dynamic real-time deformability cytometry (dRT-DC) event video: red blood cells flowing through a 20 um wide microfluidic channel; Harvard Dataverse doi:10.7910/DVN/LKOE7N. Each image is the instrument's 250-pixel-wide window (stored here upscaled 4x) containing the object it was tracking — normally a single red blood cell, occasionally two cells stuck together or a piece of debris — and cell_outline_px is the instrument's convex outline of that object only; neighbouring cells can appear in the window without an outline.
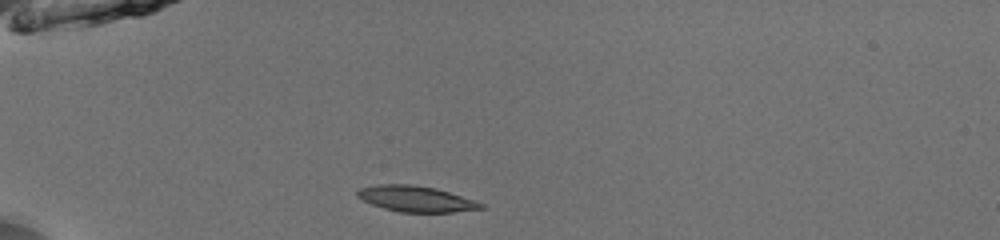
{"species": "common noctule bat (a hibernating species)", "species_latin": "Nyctalus noctula", "temperature_condition": "room temperature", "stored_images_in_passage": 37, "camera_frame_rate_fps": 3000, "um_per_image_px": 0.085, "animal": {"sex": "male", "body_mass_g": 13.0, "forearm_length_mm": 53.1}, "frame": {"image": 1, "passage_image": 1, "time_ms": 0.0, "image_size_px": [1000, 240], "cell_outline_px": [[484, 208], [452, 212], [400, 212], [384, 208], [372, 204], [356, 196], [356, 192], [360, 188], [376, 184], [412, 184], [436, 188], [484, 204]], "centroid_in_image_um": [35.31, 16.89], "position_along_channel_um": 49.7, "area_um2": 18.38}}
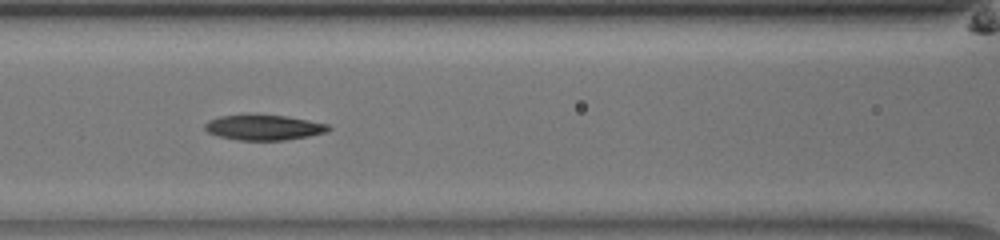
{"frame": {"image": 2, "passage_image": 10, "time_ms": 3.0, "image_size_px": [1000, 240], "cell_outline_px": [[332, 128], [328, 132], [308, 136], [284, 140], [236, 140], [220, 136], [208, 132], [204, 128], [204, 124], [208, 120], [220, 116], [288, 116], [328, 124]], "centroid_in_image_um": [22.45, 10.85], "position_along_channel_um": 144.1, "area_um2": 17.86}}
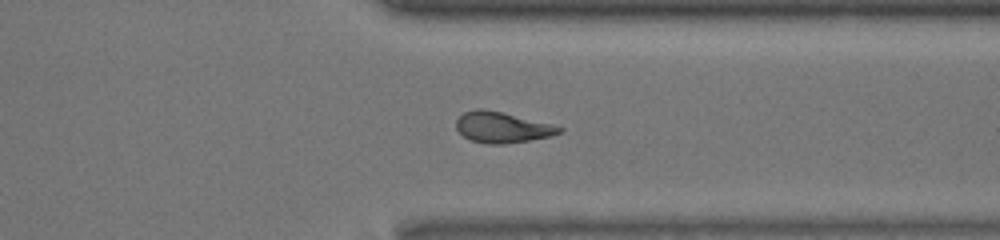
{"frame": {"image": 3, "passage_image": 27, "time_ms": 8.667, "image_size_px": [1000, 240], "cell_outline_px": [[564, 132], [552, 136], [504, 144], [488, 144], [472, 140], [464, 136], [456, 128], [456, 120], [464, 112], [476, 108], [480, 108], [500, 112], [552, 124], [564, 128]], "centroid_in_image_um": [42.7, 10.83], "position_along_channel_um": 368.7, "area_um2": 18.32}, "authors_computed_cell_mechanics": {"area_um2": 18.5538, "velocity_mm_per_s": 3.9702, "shape_relaxation_time_tau1_ms": 7.7185, "shape_relaxation_time_tau2_ms": 3.0634, "deformation_change_tau1": 0.188, "deformation_change_tau2": 0.0964}}